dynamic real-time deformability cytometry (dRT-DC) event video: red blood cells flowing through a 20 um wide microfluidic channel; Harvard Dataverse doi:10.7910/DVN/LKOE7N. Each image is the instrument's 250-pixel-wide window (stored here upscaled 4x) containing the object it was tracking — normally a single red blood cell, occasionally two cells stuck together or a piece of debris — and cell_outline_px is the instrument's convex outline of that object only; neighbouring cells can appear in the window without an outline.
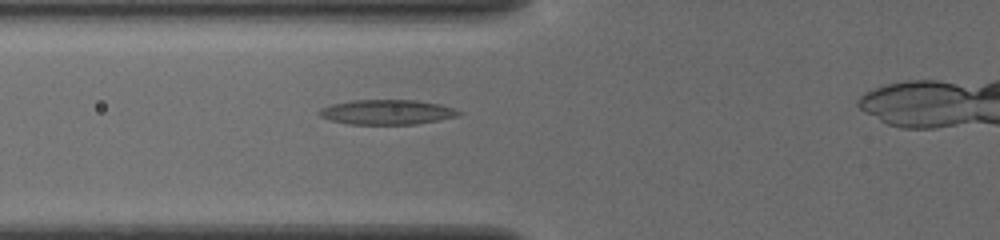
{"species": "common noctule bat (a hibernating species)", "species_latin": "Nyctalus noctula", "temperature_condition": "cold", "stored_images_in_passage": 36, "camera_frame_rate_fps": 3000, "um_per_image_px": 0.085, "animal": {"sex": "female", "body_mass_g": 19.5, "forearm_length_mm": 54.1}, "frame": {"image": 1, "passage_image": 9, "time_ms": 2.667, "image_size_px": [1000, 240], "cell_outline_px": [[460, 112], [456, 116], [416, 124], [348, 124], [332, 120], [320, 116], [316, 112], [320, 108], [332, 104], [352, 100], [416, 100], [440, 104], [452, 108]], "centroid_in_image_um": [32.82, 9.52], "position_along_channel_um": 93.0, "area_um2": 19.94}}
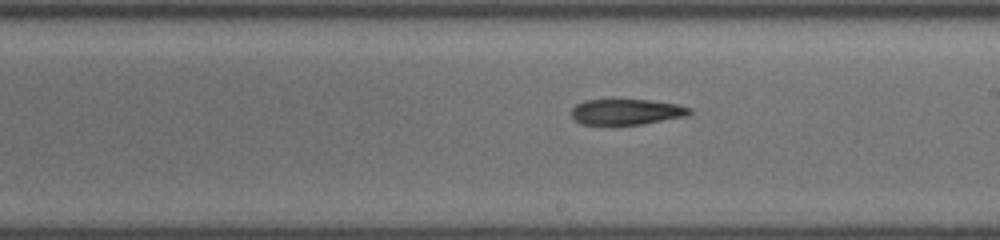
{"frame": {"image": 2, "passage_image": 20, "time_ms": 6.333, "image_size_px": [1000, 240], "cell_outline_px": [[692, 112], [684, 116], [640, 124], [580, 124], [572, 116], [572, 108], [576, 104], [584, 100], [612, 96], [616, 96], [680, 104], [692, 108]], "centroid_in_image_um": [53.2, 9.43], "position_along_channel_um": 235.8, "area_um2": 18.44}}
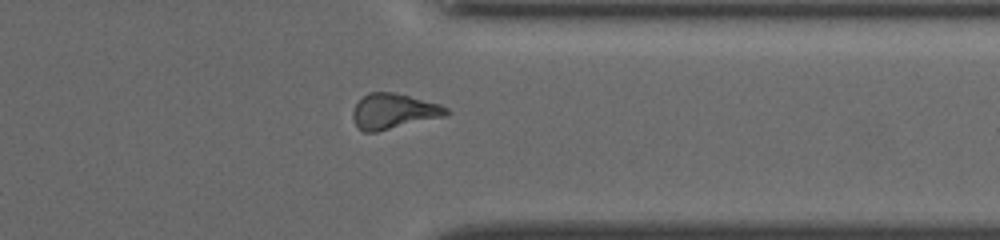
{"frame": {"image": 3, "passage_image": 31, "time_ms": 10.0, "image_size_px": [1000, 240], "cell_outline_px": [[452, 112], [448, 116], [376, 132], [364, 132], [356, 124], [352, 116], [352, 112], [356, 104], [368, 92], [392, 92], [440, 104], [448, 108]], "centroid_in_image_um": [33.5, 9.47], "position_along_channel_um": 377.9, "area_um2": 19.25}}